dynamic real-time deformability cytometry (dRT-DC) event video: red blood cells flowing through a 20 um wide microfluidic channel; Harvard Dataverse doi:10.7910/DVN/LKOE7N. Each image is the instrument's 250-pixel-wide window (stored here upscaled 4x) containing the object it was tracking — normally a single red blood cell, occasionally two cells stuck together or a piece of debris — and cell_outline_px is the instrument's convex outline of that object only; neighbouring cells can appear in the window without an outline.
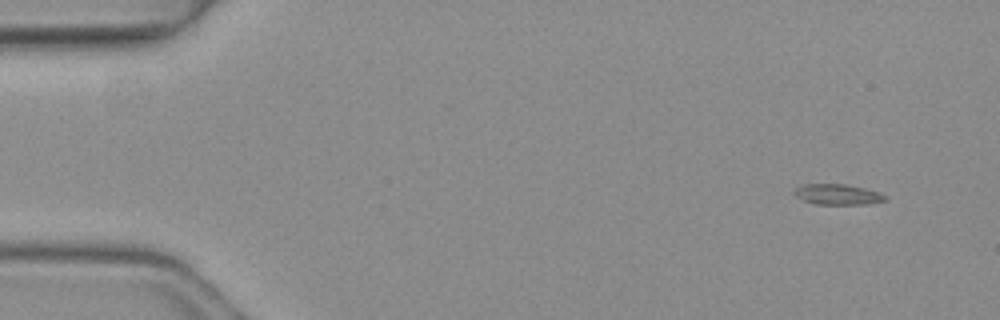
{"species": "common noctule bat (a hibernating species)", "species_latin": "Nyctalus noctula", "temperature_condition": "warm", "stored_images_in_passage": 5, "camera_frame_rate_fps": 3000, "um_per_image_px": 0.085, "animal": {"sex": "female", "body_mass_g": 19.3, "forearm_length_mm": 54.1}, "frame": {"image": 1, "passage_image": 1, "time_ms": 0.0, "image_size_px": [1000, 320], "cell_outline_px": [[888, 200], [868, 204], [816, 204], [804, 200], [796, 196], [792, 192], [796, 188], [804, 184], [844, 184], [864, 188], [880, 192], [888, 196]], "centroid_in_image_um": [71.25, 16.53], "position_along_channel_um": 13.8, "area_um2": 10.92}}